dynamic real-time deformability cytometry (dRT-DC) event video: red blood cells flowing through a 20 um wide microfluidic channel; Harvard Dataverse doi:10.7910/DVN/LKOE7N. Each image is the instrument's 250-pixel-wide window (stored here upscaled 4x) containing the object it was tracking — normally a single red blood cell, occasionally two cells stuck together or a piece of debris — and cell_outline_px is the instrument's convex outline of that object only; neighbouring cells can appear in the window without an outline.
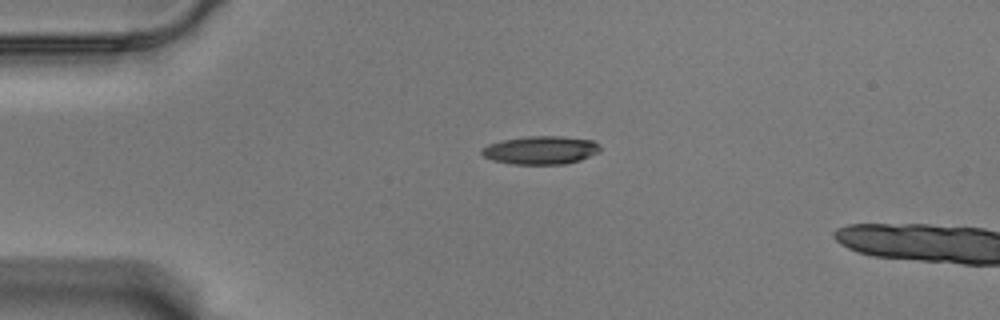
{"species": "Egyptian fruit bat (a non-hibernating species)", "species_latin": "Rousettus aegyptiacus", "temperature_condition": "warm", "stored_images_in_passage": 4, "camera_frame_rate_fps": 3000, "um_per_image_px": 0.085, "animal": {"sex": "male"}, "frame": {"image": 1, "passage_image": 1, "time_ms": 0.0, "image_size_px": [1000, 320], "cell_outline_px": [[600, 152], [580, 160], [564, 164], [512, 164], [492, 160], [484, 156], [480, 152], [488, 144], [504, 140], [528, 136], [560, 136], [592, 140], [600, 144]], "centroid_in_image_um": [45.99, 12.76], "position_along_channel_um": 39.0, "area_um2": 19.42}}